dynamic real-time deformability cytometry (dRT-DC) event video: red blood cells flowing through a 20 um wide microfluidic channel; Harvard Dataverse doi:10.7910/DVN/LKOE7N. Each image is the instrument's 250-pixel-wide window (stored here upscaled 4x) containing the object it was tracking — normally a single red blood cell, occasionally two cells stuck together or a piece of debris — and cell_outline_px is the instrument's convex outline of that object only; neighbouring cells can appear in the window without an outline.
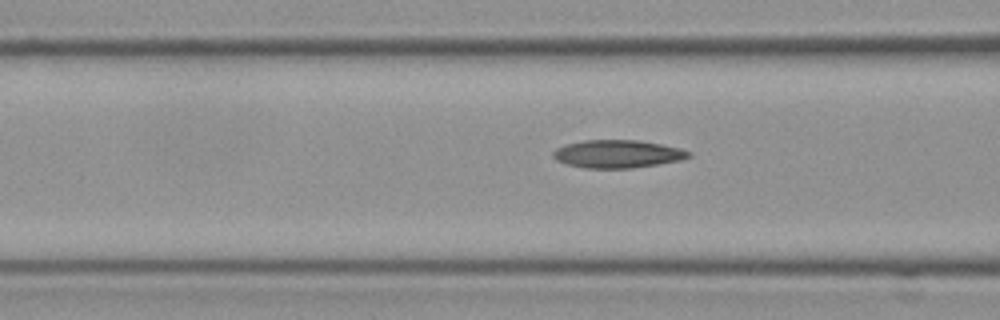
{"species": "Egyptian fruit bat (a non-hibernating species)", "species_latin": "Rousettus aegyptiacus", "temperature_condition": "cold", "stored_images_in_passage": 18, "camera_frame_rate_fps": 3000, "um_per_image_px": 0.085, "frame": {"image": 1, "passage_image": 16, "time_ms": 5.0, "image_size_px": [1000, 320], "cell_outline_px": [[692, 156], [680, 160], [632, 168], [584, 168], [568, 164], [556, 160], [552, 156], [552, 152], [556, 148], [564, 144], [584, 140], [636, 140], [660, 144], [680, 148], [692, 152]], "centroid_in_image_um": [52.47, 13.08], "position_along_channel_um": 114.1, "area_um2": 22.02}}